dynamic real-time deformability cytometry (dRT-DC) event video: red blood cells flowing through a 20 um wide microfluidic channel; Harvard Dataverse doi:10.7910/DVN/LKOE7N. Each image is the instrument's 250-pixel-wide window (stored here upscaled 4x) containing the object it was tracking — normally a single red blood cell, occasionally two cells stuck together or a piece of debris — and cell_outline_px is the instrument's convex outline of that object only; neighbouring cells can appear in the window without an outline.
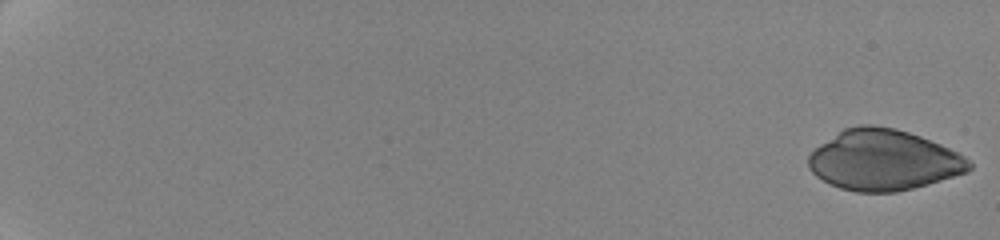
{"species": "human", "species_latin": "Homo sapiens", "temperature_condition": "cold", "stored_images_in_passage": 44, "camera_frame_rate_fps": 3000, "um_per_image_px": 0.085, "donor": {"sex": "female"}, "frame": {"image": 1, "passage_image": 1, "time_ms": 0.0, "image_size_px": [1000, 240], "cell_outline_px": [[972, 168], [968, 172], [912, 188], [896, 192], [856, 192], [840, 188], [816, 176], [808, 168], [808, 156], [820, 144], [844, 128], [860, 124], [872, 124], [896, 128], [920, 136], [940, 144], [964, 156], [972, 164]], "centroid_in_image_um": [75.09, 13.6], "position_along_channel_um": 9.9, "area_um2": 56.53}}